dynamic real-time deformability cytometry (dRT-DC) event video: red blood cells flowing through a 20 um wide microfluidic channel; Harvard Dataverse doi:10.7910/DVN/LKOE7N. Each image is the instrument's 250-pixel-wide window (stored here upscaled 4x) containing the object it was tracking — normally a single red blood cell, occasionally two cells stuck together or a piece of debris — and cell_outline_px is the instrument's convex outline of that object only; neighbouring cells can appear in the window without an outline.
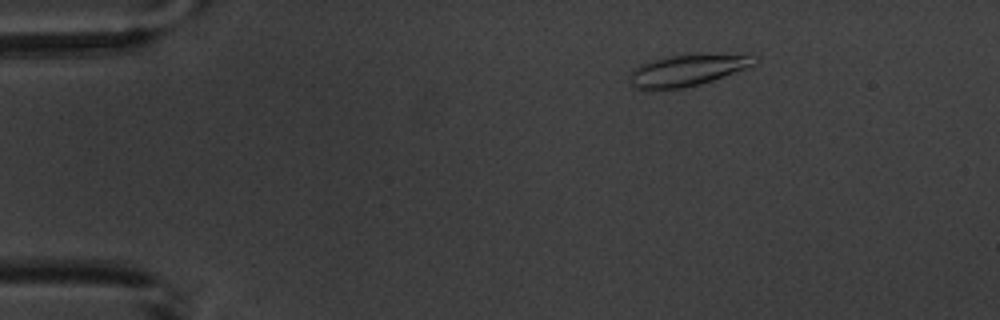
{"species": "common noctule bat (a hibernating species)", "species_latin": "Nyctalus noctula", "temperature_condition": "warm", "stored_images_in_passage": 7, "camera_frame_rate_fps": 3000, "um_per_image_px": 0.085, "animal": {"sex": "male", "body_mass_g": 20.1, "forearm_length_mm": 53.5}, "frame": {"image": 1, "passage_image": 3, "time_ms": 2.667, "image_size_px": [1000, 320], "cell_outline_px": [[756, 64], [712, 80], [700, 84], [684, 88], [636, 88], [632, 84], [628, 76], [632, 68], [640, 64], [652, 60], [668, 56], [700, 52], [748, 52]], "centroid_in_image_um": [58.48, 5.89], "position_along_channel_um": 26.5, "area_um2": 23.41}}
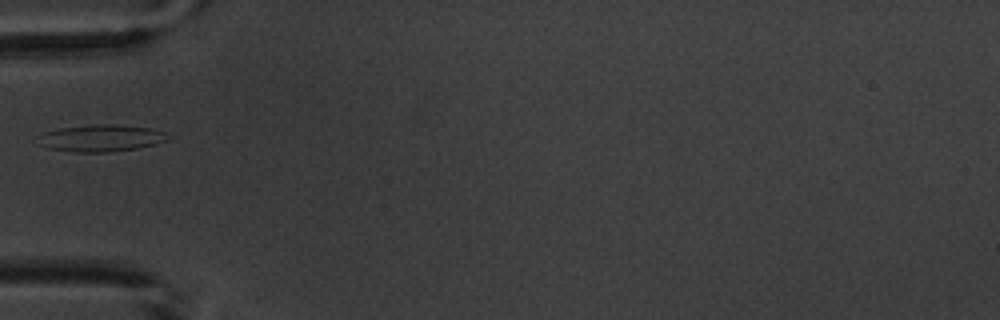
{"frame": {"image": 2, "passage_image": 6, "time_ms": 6.0, "image_size_px": [1000, 320], "cell_outline_px": [[172, 136], [168, 140], [156, 144], [136, 148], [108, 152], [72, 152], [48, 148], [40, 144], [36, 136], [44, 132], [56, 128], [100, 124], [112, 124], [152, 128], [164, 132]], "centroid_in_image_um": [8.58, 11.73], "position_along_channel_um": 76.4, "area_um2": 20.52}}